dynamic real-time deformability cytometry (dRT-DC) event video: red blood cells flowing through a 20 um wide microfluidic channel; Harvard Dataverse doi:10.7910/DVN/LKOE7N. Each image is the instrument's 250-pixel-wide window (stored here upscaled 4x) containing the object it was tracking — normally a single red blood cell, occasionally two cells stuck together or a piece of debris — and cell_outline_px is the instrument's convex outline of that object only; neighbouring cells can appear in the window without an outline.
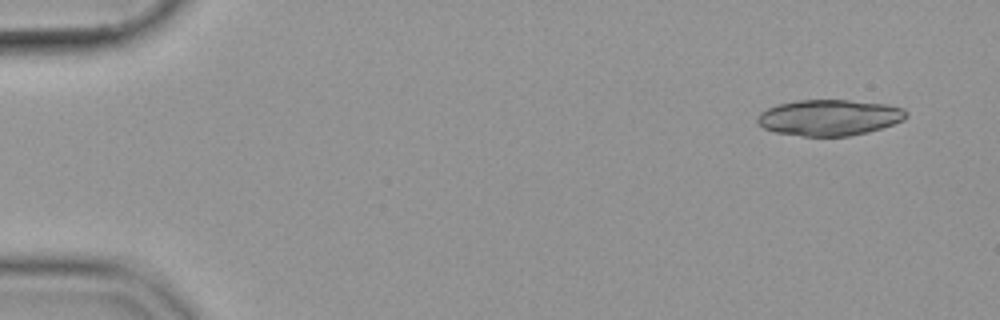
{"species": "common noctule bat (a hibernating species)", "species_latin": "Nyctalus noctula", "temperature_condition": "cold", "stored_images_in_passage": 38, "segment_of_instrument_passage": [1, 2], "camera_frame_rate_fps": 3000, "um_per_image_px": 0.085, "animal": {"sex": "female", "body_mass_g": 19.9}, "frame": {"image": 1, "passage_image": 1, "time_ms": 0.0, "image_size_px": [1000, 320], "cell_outline_px": [[908, 116], [904, 120], [868, 132], [848, 136], [804, 136], [776, 132], [764, 128], [756, 120], [760, 112], [768, 108], [780, 104], [800, 100], [848, 100], [884, 104], [904, 108], [908, 112]], "centroid_in_image_um": [70.52, 9.99], "position_along_channel_um": 14.5, "area_um2": 30.98}}
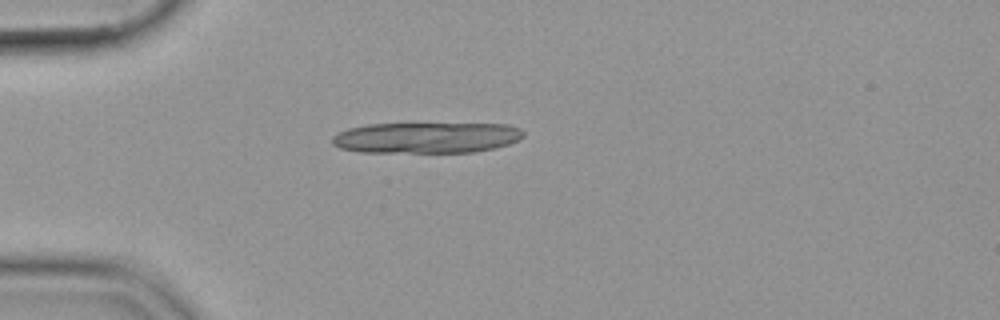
{"frame": {"image": 2, "passage_image": 12, "time_ms": 3.667, "image_size_px": [1000, 320], "cell_outline_px": [[524, 136], [520, 140], [496, 148], [472, 152], [360, 152], [340, 148], [332, 144], [332, 136], [348, 128], [368, 124], [508, 124], [520, 128], [524, 132]], "centroid_in_image_um": [36.27, 11.7], "position_along_channel_um": 48.7, "area_um2": 34.51}}